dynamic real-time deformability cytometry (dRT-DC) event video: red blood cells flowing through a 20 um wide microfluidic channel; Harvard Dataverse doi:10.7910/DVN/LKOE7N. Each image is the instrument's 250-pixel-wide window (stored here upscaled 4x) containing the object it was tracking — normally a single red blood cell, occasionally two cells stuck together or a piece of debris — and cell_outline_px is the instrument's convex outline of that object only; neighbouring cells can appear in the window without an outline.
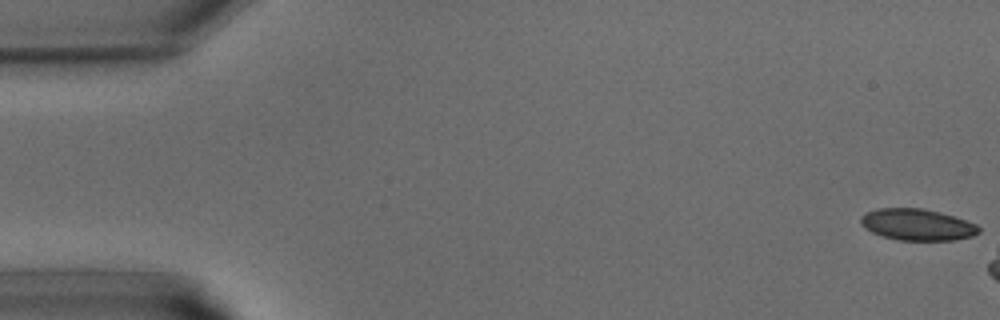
{"species": "common noctule bat (a hibernating species)", "species_latin": "Nyctalus noctula", "temperature_condition": "warm", "stored_images_in_passage": 10, "camera_frame_rate_fps": 3000, "um_per_image_px": 0.085, "animal": {"sex": "male", "body_mass_g": 15.6}, "frame": {"image": 1, "passage_image": 1, "time_ms": 0.0, "image_size_px": [1000, 320], "cell_outline_px": [[980, 232], [972, 236], [956, 240], [900, 240], [884, 236], [872, 232], [864, 228], [860, 224], [860, 216], [864, 212], [876, 208], [924, 208], [940, 212], [976, 224], [980, 228]], "centroid_in_image_um": [77.93, 19.08], "position_along_channel_um": 7.1, "area_um2": 21.73}}